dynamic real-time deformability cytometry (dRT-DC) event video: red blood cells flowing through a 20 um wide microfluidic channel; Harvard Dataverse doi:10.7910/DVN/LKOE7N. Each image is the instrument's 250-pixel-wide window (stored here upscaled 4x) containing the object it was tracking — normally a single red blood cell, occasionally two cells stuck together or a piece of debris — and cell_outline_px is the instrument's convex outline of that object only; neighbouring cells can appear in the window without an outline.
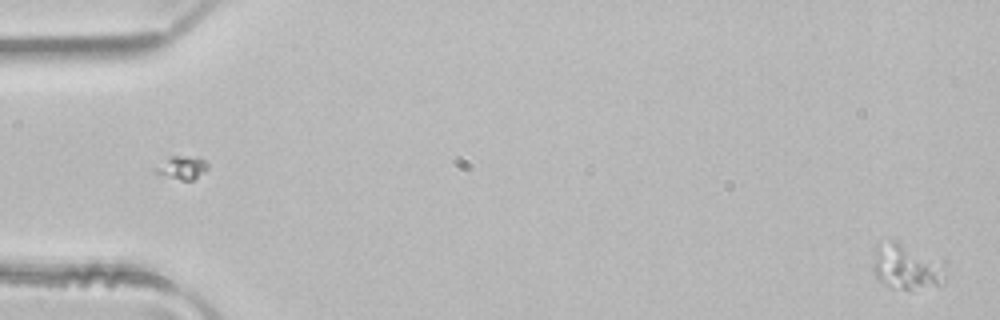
{"species": "common noctule bat (a hibernating species)", "species_latin": "Nyctalus noctula", "temperature_condition": "room temperature", "stored_images_in_passage": 50, "camera_frame_rate_fps": 3000, "um_per_image_px": 0.085, "animal": {"sex": "male", "body_mass_g": 21.5, "forearm_length_mm": 52.0}, "frame": {"image": 1, "passage_image": 1, "time_ms": 0.0, "image_size_px": [1000, 320], "cell_outline_px": [[948, 280], [944, 284], [908, 292], [892, 288], [876, 280], [872, 272], [872, 268], [876, 244], [892, 240], [896, 240], [944, 260], [948, 276]], "centroid_in_image_um": [77.12, 22.71], "position_along_channel_um": 7.9, "area_um2": 20.63}}
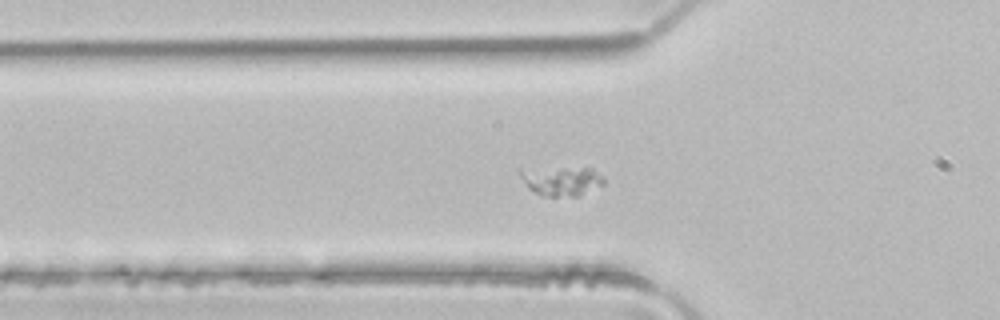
{"frame": {"image": 2, "passage_image": 17, "time_ms": 5.333, "image_size_px": [1000, 320], "cell_outline_px": [[604, 184], [580, 196], [540, 196], [528, 188], [520, 176], [520, 168], [592, 168], [604, 176]], "centroid_in_image_um": [47.73, 15.38], "position_along_channel_um": 78.1, "area_um2": 14.45}}
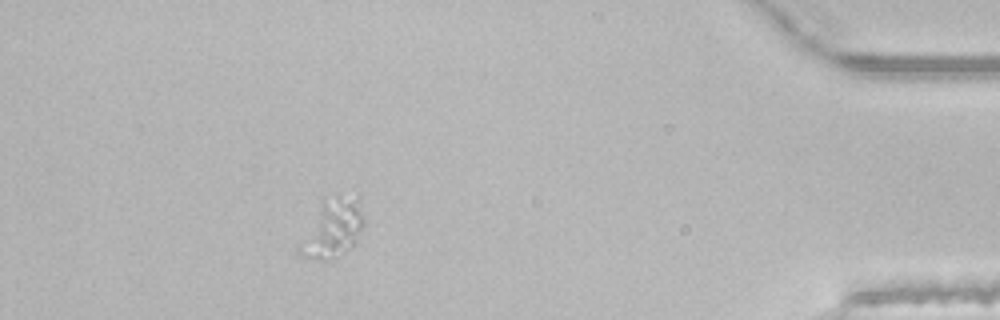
{"frame": {"image": 3, "passage_image": 45, "time_ms": 14.667, "image_size_px": [1000, 320], "cell_outline_px": [[364, 224], [356, 244], [340, 256], [332, 260], [316, 260], [300, 256], [296, 252], [296, 248], [324, 204], [336, 192], [360, 192], [364, 216]], "centroid_in_image_um": [28.39, 19.38], "position_along_channel_um": 406.8, "area_um2": 22.48}}